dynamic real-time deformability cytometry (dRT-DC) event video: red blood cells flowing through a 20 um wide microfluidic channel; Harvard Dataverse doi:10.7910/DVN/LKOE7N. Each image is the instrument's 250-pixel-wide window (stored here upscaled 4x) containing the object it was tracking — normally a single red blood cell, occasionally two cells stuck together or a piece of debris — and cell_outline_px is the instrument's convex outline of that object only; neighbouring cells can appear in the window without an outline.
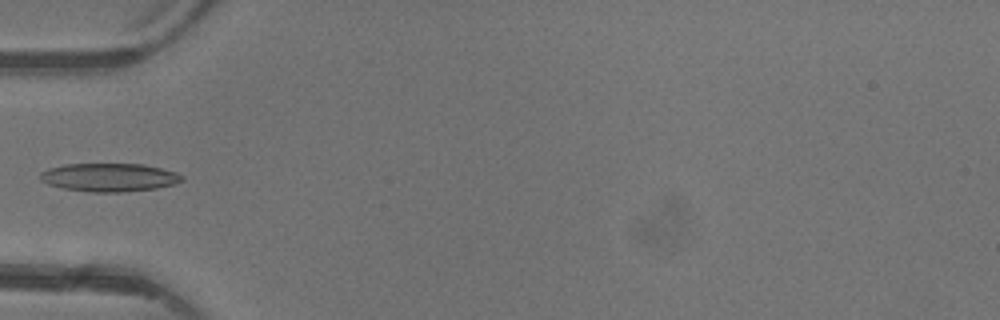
{"species": "common noctule bat (a hibernating species)", "species_latin": "Nyctalus noctula", "temperature_condition": "warm", "stored_images_in_passage": 4, "camera_frame_rate_fps": 3000, "um_per_image_px": 0.085, "animal": {"sex": "female"}, "frame": {"image": 1, "passage_image": 4, "time_ms": 4.333, "image_size_px": [1000, 320], "cell_outline_px": [[184, 180], [176, 184], [156, 188], [120, 192], [92, 192], [64, 188], [48, 184], [40, 180], [40, 172], [48, 168], [64, 164], [144, 164], [176, 172], [184, 176]], "centroid_in_image_um": [9.3, 15.07], "position_along_channel_um": 75.7, "area_um2": 23.41}}